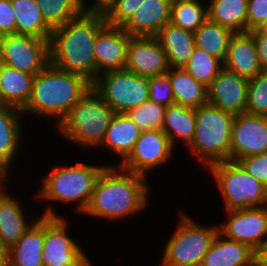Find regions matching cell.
Segmentation results:
<instances>
[{"instance_id":"e575fe53","label":"cell","mask_w":267,"mask_h":266,"mask_svg":"<svg viewBox=\"0 0 267 266\" xmlns=\"http://www.w3.org/2000/svg\"><path fill=\"white\" fill-rule=\"evenodd\" d=\"M166 107L150 100L138 107L128 110L125 114L141 131L162 129Z\"/></svg>"},{"instance_id":"4fadbf2b","label":"cell","mask_w":267,"mask_h":266,"mask_svg":"<svg viewBox=\"0 0 267 266\" xmlns=\"http://www.w3.org/2000/svg\"><path fill=\"white\" fill-rule=\"evenodd\" d=\"M225 212L227 220L218 225L219 233L256 251L267 238V205Z\"/></svg>"},{"instance_id":"c3c4849f","label":"cell","mask_w":267,"mask_h":266,"mask_svg":"<svg viewBox=\"0 0 267 266\" xmlns=\"http://www.w3.org/2000/svg\"><path fill=\"white\" fill-rule=\"evenodd\" d=\"M257 30L264 35H267V21L257 28Z\"/></svg>"},{"instance_id":"9c48e42d","label":"cell","mask_w":267,"mask_h":266,"mask_svg":"<svg viewBox=\"0 0 267 266\" xmlns=\"http://www.w3.org/2000/svg\"><path fill=\"white\" fill-rule=\"evenodd\" d=\"M45 208V242L43 246V266H93L91 259L68 233V222L53 206ZM68 229V230H67Z\"/></svg>"},{"instance_id":"3957f363","label":"cell","mask_w":267,"mask_h":266,"mask_svg":"<svg viewBox=\"0 0 267 266\" xmlns=\"http://www.w3.org/2000/svg\"><path fill=\"white\" fill-rule=\"evenodd\" d=\"M91 87L92 83L83 76L65 72L50 63L35 75L32 95L22 110L23 115L55 119L58 127Z\"/></svg>"},{"instance_id":"44dd1931","label":"cell","mask_w":267,"mask_h":266,"mask_svg":"<svg viewBox=\"0 0 267 266\" xmlns=\"http://www.w3.org/2000/svg\"><path fill=\"white\" fill-rule=\"evenodd\" d=\"M172 0H144L122 27L130 36L155 37L171 19Z\"/></svg>"},{"instance_id":"9a60e30c","label":"cell","mask_w":267,"mask_h":266,"mask_svg":"<svg viewBox=\"0 0 267 266\" xmlns=\"http://www.w3.org/2000/svg\"><path fill=\"white\" fill-rule=\"evenodd\" d=\"M170 66L159 40L152 36H130L125 70L143 77L166 74Z\"/></svg>"},{"instance_id":"7c38bea8","label":"cell","mask_w":267,"mask_h":266,"mask_svg":"<svg viewBox=\"0 0 267 266\" xmlns=\"http://www.w3.org/2000/svg\"><path fill=\"white\" fill-rule=\"evenodd\" d=\"M176 149L162 129L141 131L133 151L118 165L127 171L148 177V173L169 164Z\"/></svg>"},{"instance_id":"f35d334b","label":"cell","mask_w":267,"mask_h":266,"mask_svg":"<svg viewBox=\"0 0 267 266\" xmlns=\"http://www.w3.org/2000/svg\"><path fill=\"white\" fill-rule=\"evenodd\" d=\"M237 162L267 189V152L240 158Z\"/></svg>"},{"instance_id":"d590c367","label":"cell","mask_w":267,"mask_h":266,"mask_svg":"<svg viewBox=\"0 0 267 266\" xmlns=\"http://www.w3.org/2000/svg\"><path fill=\"white\" fill-rule=\"evenodd\" d=\"M246 113L267 116V70L249 79Z\"/></svg>"},{"instance_id":"30bf717a","label":"cell","mask_w":267,"mask_h":266,"mask_svg":"<svg viewBox=\"0 0 267 266\" xmlns=\"http://www.w3.org/2000/svg\"><path fill=\"white\" fill-rule=\"evenodd\" d=\"M92 88L115 113H126L149 100L148 77L125 69L97 76Z\"/></svg>"},{"instance_id":"d6a6232c","label":"cell","mask_w":267,"mask_h":266,"mask_svg":"<svg viewBox=\"0 0 267 266\" xmlns=\"http://www.w3.org/2000/svg\"><path fill=\"white\" fill-rule=\"evenodd\" d=\"M44 21L55 29L83 14L81 0H35Z\"/></svg>"},{"instance_id":"7dc6e473","label":"cell","mask_w":267,"mask_h":266,"mask_svg":"<svg viewBox=\"0 0 267 266\" xmlns=\"http://www.w3.org/2000/svg\"><path fill=\"white\" fill-rule=\"evenodd\" d=\"M252 266H267V262L261 261L256 255L253 259Z\"/></svg>"},{"instance_id":"8fae6325","label":"cell","mask_w":267,"mask_h":266,"mask_svg":"<svg viewBox=\"0 0 267 266\" xmlns=\"http://www.w3.org/2000/svg\"><path fill=\"white\" fill-rule=\"evenodd\" d=\"M2 64L36 75L50 64V39L10 34L0 37Z\"/></svg>"},{"instance_id":"603a6c76","label":"cell","mask_w":267,"mask_h":266,"mask_svg":"<svg viewBox=\"0 0 267 266\" xmlns=\"http://www.w3.org/2000/svg\"><path fill=\"white\" fill-rule=\"evenodd\" d=\"M255 255L249 245L227 239L218 232L200 266H252Z\"/></svg>"},{"instance_id":"b9f144b4","label":"cell","mask_w":267,"mask_h":266,"mask_svg":"<svg viewBox=\"0 0 267 266\" xmlns=\"http://www.w3.org/2000/svg\"><path fill=\"white\" fill-rule=\"evenodd\" d=\"M86 0H81L82 10L84 14L102 15L105 16L110 9L115 5L116 0H93L89 3ZM88 3L90 5H88Z\"/></svg>"},{"instance_id":"5b68a950","label":"cell","mask_w":267,"mask_h":266,"mask_svg":"<svg viewBox=\"0 0 267 266\" xmlns=\"http://www.w3.org/2000/svg\"><path fill=\"white\" fill-rule=\"evenodd\" d=\"M114 110L91 87L56 128L72 144L98 149L105 138Z\"/></svg>"},{"instance_id":"cb8c5ba5","label":"cell","mask_w":267,"mask_h":266,"mask_svg":"<svg viewBox=\"0 0 267 266\" xmlns=\"http://www.w3.org/2000/svg\"><path fill=\"white\" fill-rule=\"evenodd\" d=\"M140 134L139 127L125 113H115L107 128L104 141L98 149L103 148L113 152L122 163L133 151Z\"/></svg>"},{"instance_id":"8992f818","label":"cell","mask_w":267,"mask_h":266,"mask_svg":"<svg viewBox=\"0 0 267 266\" xmlns=\"http://www.w3.org/2000/svg\"><path fill=\"white\" fill-rule=\"evenodd\" d=\"M196 128L188 151L198 164L208 168L217 162L230 160L232 125L235 116L213 105L195 108Z\"/></svg>"},{"instance_id":"52a82bcc","label":"cell","mask_w":267,"mask_h":266,"mask_svg":"<svg viewBox=\"0 0 267 266\" xmlns=\"http://www.w3.org/2000/svg\"><path fill=\"white\" fill-rule=\"evenodd\" d=\"M178 216V225L166 242L159 266H200L219 232V224L203 226L183 211Z\"/></svg>"},{"instance_id":"4dcf8cb0","label":"cell","mask_w":267,"mask_h":266,"mask_svg":"<svg viewBox=\"0 0 267 266\" xmlns=\"http://www.w3.org/2000/svg\"><path fill=\"white\" fill-rule=\"evenodd\" d=\"M234 33L221 25L207 19L195 32V45L211 56L224 61L228 43Z\"/></svg>"},{"instance_id":"f1b7e54d","label":"cell","mask_w":267,"mask_h":266,"mask_svg":"<svg viewBox=\"0 0 267 266\" xmlns=\"http://www.w3.org/2000/svg\"><path fill=\"white\" fill-rule=\"evenodd\" d=\"M208 19L233 33L247 32L248 0H209Z\"/></svg>"},{"instance_id":"ba28073f","label":"cell","mask_w":267,"mask_h":266,"mask_svg":"<svg viewBox=\"0 0 267 266\" xmlns=\"http://www.w3.org/2000/svg\"><path fill=\"white\" fill-rule=\"evenodd\" d=\"M206 170L215 179L225 211L267 205V189L238 162H217Z\"/></svg>"},{"instance_id":"4316f807","label":"cell","mask_w":267,"mask_h":266,"mask_svg":"<svg viewBox=\"0 0 267 266\" xmlns=\"http://www.w3.org/2000/svg\"><path fill=\"white\" fill-rule=\"evenodd\" d=\"M195 108L172 104L166 107L162 131L174 148L179 142L188 146L195 134Z\"/></svg>"},{"instance_id":"60d3db41","label":"cell","mask_w":267,"mask_h":266,"mask_svg":"<svg viewBox=\"0 0 267 266\" xmlns=\"http://www.w3.org/2000/svg\"><path fill=\"white\" fill-rule=\"evenodd\" d=\"M16 34V20L11 0H0V37Z\"/></svg>"},{"instance_id":"2e32d148","label":"cell","mask_w":267,"mask_h":266,"mask_svg":"<svg viewBox=\"0 0 267 266\" xmlns=\"http://www.w3.org/2000/svg\"><path fill=\"white\" fill-rule=\"evenodd\" d=\"M248 84L247 78L223 67L207 87L208 104L234 116L246 113Z\"/></svg>"},{"instance_id":"6da1fadb","label":"cell","mask_w":267,"mask_h":266,"mask_svg":"<svg viewBox=\"0 0 267 266\" xmlns=\"http://www.w3.org/2000/svg\"><path fill=\"white\" fill-rule=\"evenodd\" d=\"M147 179L119 165L106 166L96 180L83 215L116 222L146 210L151 190Z\"/></svg>"},{"instance_id":"ffe728a7","label":"cell","mask_w":267,"mask_h":266,"mask_svg":"<svg viewBox=\"0 0 267 266\" xmlns=\"http://www.w3.org/2000/svg\"><path fill=\"white\" fill-rule=\"evenodd\" d=\"M6 188L8 187L0 191V245L9 250L24 235L35 219L27 220L21 198L16 199V195L8 192ZM28 221L31 222L28 223Z\"/></svg>"},{"instance_id":"1f68e13d","label":"cell","mask_w":267,"mask_h":266,"mask_svg":"<svg viewBox=\"0 0 267 266\" xmlns=\"http://www.w3.org/2000/svg\"><path fill=\"white\" fill-rule=\"evenodd\" d=\"M199 0L173 1L170 24L195 32L208 19V5Z\"/></svg>"},{"instance_id":"ab89813d","label":"cell","mask_w":267,"mask_h":266,"mask_svg":"<svg viewBox=\"0 0 267 266\" xmlns=\"http://www.w3.org/2000/svg\"><path fill=\"white\" fill-rule=\"evenodd\" d=\"M267 21V0H248L247 32L253 31Z\"/></svg>"},{"instance_id":"d6986e66","label":"cell","mask_w":267,"mask_h":266,"mask_svg":"<svg viewBox=\"0 0 267 266\" xmlns=\"http://www.w3.org/2000/svg\"><path fill=\"white\" fill-rule=\"evenodd\" d=\"M223 67L248 80L264 71L250 32L234 33L231 36Z\"/></svg>"},{"instance_id":"7bdbcfd3","label":"cell","mask_w":267,"mask_h":266,"mask_svg":"<svg viewBox=\"0 0 267 266\" xmlns=\"http://www.w3.org/2000/svg\"><path fill=\"white\" fill-rule=\"evenodd\" d=\"M254 38L260 64L267 70V35L261 34L257 29L250 31Z\"/></svg>"},{"instance_id":"7a4b0ae2","label":"cell","mask_w":267,"mask_h":266,"mask_svg":"<svg viewBox=\"0 0 267 266\" xmlns=\"http://www.w3.org/2000/svg\"><path fill=\"white\" fill-rule=\"evenodd\" d=\"M106 24L102 15L83 13L53 29L50 38V63L93 83L96 79L95 38Z\"/></svg>"},{"instance_id":"74e56055","label":"cell","mask_w":267,"mask_h":266,"mask_svg":"<svg viewBox=\"0 0 267 266\" xmlns=\"http://www.w3.org/2000/svg\"><path fill=\"white\" fill-rule=\"evenodd\" d=\"M144 0H116L115 5L104 16L106 23L123 27L140 7Z\"/></svg>"},{"instance_id":"ac0fdd59","label":"cell","mask_w":267,"mask_h":266,"mask_svg":"<svg viewBox=\"0 0 267 266\" xmlns=\"http://www.w3.org/2000/svg\"><path fill=\"white\" fill-rule=\"evenodd\" d=\"M22 110L6 105H0V171L12 173L11 165L18 157L21 149V139L24 133L22 127ZM23 116V117H22ZM10 168V169H9Z\"/></svg>"},{"instance_id":"7402d4cb","label":"cell","mask_w":267,"mask_h":266,"mask_svg":"<svg viewBox=\"0 0 267 266\" xmlns=\"http://www.w3.org/2000/svg\"><path fill=\"white\" fill-rule=\"evenodd\" d=\"M37 216L24 235L8 250L9 266H43L45 216Z\"/></svg>"},{"instance_id":"ee69618b","label":"cell","mask_w":267,"mask_h":266,"mask_svg":"<svg viewBox=\"0 0 267 266\" xmlns=\"http://www.w3.org/2000/svg\"><path fill=\"white\" fill-rule=\"evenodd\" d=\"M256 256L264 262H267V238L261 244V246L255 251Z\"/></svg>"},{"instance_id":"83f0119b","label":"cell","mask_w":267,"mask_h":266,"mask_svg":"<svg viewBox=\"0 0 267 266\" xmlns=\"http://www.w3.org/2000/svg\"><path fill=\"white\" fill-rule=\"evenodd\" d=\"M173 89L175 104L198 108L208 104L207 87L183 68H169L166 72Z\"/></svg>"},{"instance_id":"836d02e7","label":"cell","mask_w":267,"mask_h":266,"mask_svg":"<svg viewBox=\"0 0 267 266\" xmlns=\"http://www.w3.org/2000/svg\"><path fill=\"white\" fill-rule=\"evenodd\" d=\"M222 68L223 61L221 59L211 56L203 49L196 47L183 69L198 82L208 87Z\"/></svg>"},{"instance_id":"484cf974","label":"cell","mask_w":267,"mask_h":266,"mask_svg":"<svg viewBox=\"0 0 267 266\" xmlns=\"http://www.w3.org/2000/svg\"><path fill=\"white\" fill-rule=\"evenodd\" d=\"M155 37L167 55L169 66L184 68L196 48L194 33L168 23Z\"/></svg>"},{"instance_id":"8d00e7d4","label":"cell","mask_w":267,"mask_h":266,"mask_svg":"<svg viewBox=\"0 0 267 266\" xmlns=\"http://www.w3.org/2000/svg\"><path fill=\"white\" fill-rule=\"evenodd\" d=\"M149 100L165 107L175 104L173 89L167 74L148 77Z\"/></svg>"},{"instance_id":"f6af8a7d","label":"cell","mask_w":267,"mask_h":266,"mask_svg":"<svg viewBox=\"0 0 267 266\" xmlns=\"http://www.w3.org/2000/svg\"><path fill=\"white\" fill-rule=\"evenodd\" d=\"M0 266H9L8 250L0 245Z\"/></svg>"},{"instance_id":"f546056e","label":"cell","mask_w":267,"mask_h":266,"mask_svg":"<svg viewBox=\"0 0 267 266\" xmlns=\"http://www.w3.org/2000/svg\"><path fill=\"white\" fill-rule=\"evenodd\" d=\"M16 20V34L50 39L53 29L44 21L35 0H11Z\"/></svg>"},{"instance_id":"bcb514c9","label":"cell","mask_w":267,"mask_h":266,"mask_svg":"<svg viewBox=\"0 0 267 266\" xmlns=\"http://www.w3.org/2000/svg\"><path fill=\"white\" fill-rule=\"evenodd\" d=\"M8 173L4 171H0V191L7 185V181L9 180Z\"/></svg>"},{"instance_id":"e0dca14e","label":"cell","mask_w":267,"mask_h":266,"mask_svg":"<svg viewBox=\"0 0 267 266\" xmlns=\"http://www.w3.org/2000/svg\"><path fill=\"white\" fill-rule=\"evenodd\" d=\"M129 41L130 35L119 26L106 24L98 32L94 43L96 77L125 68Z\"/></svg>"},{"instance_id":"277c9868","label":"cell","mask_w":267,"mask_h":266,"mask_svg":"<svg viewBox=\"0 0 267 266\" xmlns=\"http://www.w3.org/2000/svg\"><path fill=\"white\" fill-rule=\"evenodd\" d=\"M106 165H95L77 162L71 165L60 164L43 176L41 189L35 196L42 201L61 203L62 205L75 203L76 212L84 213L87 209L94 185Z\"/></svg>"},{"instance_id":"5bb4252c","label":"cell","mask_w":267,"mask_h":266,"mask_svg":"<svg viewBox=\"0 0 267 266\" xmlns=\"http://www.w3.org/2000/svg\"><path fill=\"white\" fill-rule=\"evenodd\" d=\"M267 152V116L243 113L236 115L232 125L230 160Z\"/></svg>"},{"instance_id":"d4e9b609","label":"cell","mask_w":267,"mask_h":266,"mask_svg":"<svg viewBox=\"0 0 267 266\" xmlns=\"http://www.w3.org/2000/svg\"><path fill=\"white\" fill-rule=\"evenodd\" d=\"M34 75L2 64L0 75V105L23 110L32 95Z\"/></svg>"},{"instance_id":"681fc988","label":"cell","mask_w":267,"mask_h":266,"mask_svg":"<svg viewBox=\"0 0 267 266\" xmlns=\"http://www.w3.org/2000/svg\"><path fill=\"white\" fill-rule=\"evenodd\" d=\"M1 69H2V62L0 60V75H1Z\"/></svg>"}]
</instances>
